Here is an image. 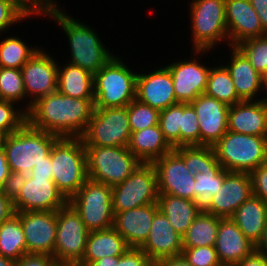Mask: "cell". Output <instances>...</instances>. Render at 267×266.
I'll use <instances>...</instances> for the list:
<instances>
[{"mask_svg": "<svg viewBox=\"0 0 267 266\" xmlns=\"http://www.w3.org/2000/svg\"><path fill=\"white\" fill-rule=\"evenodd\" d=\"M159 210L168 218L176 232L183 236L196 216L201 212L195 202L169 194H159Z\"/></svg>", "mask_w": 267, "mask_h": 266, "instance_id": "cell-30", "label": "cell"}, {"mask_svg": "<svg viewBox=\"0 0 267 266\" xmlns=\"http://www.w3.org/2000/svg\"><path fill=\"white\" fill-rule=\"evenodd\" d=\"M26 174L10 171L2 187V192L13 202L19 195L27 180Z\"/></svg>", "mask_w": 267, "mask_h": 266, "instance_id": "cell-47", "label": "cell"}, {"mask_svg": "<svg viewBox=\"0 0 267 266\" xmlns=\"http://www.w3.org/2000/svg\"><path fill=\"white\" fill-rule=\"evenodd\" d=\"M158 183L152 163H141L122 183L112 187L114 214L147 204H158Z\"/></svg>", "mask_w": 267, "mask_h": 266, "instance_id": "cell-11", "label": "cell"}, {"mask_svg": "<svg viewBox=\"0 0 267 266\" xmlns=\"http://www.w3.org/2000/svg\"><path fill=\"white\" fill-rule=\"evenodd\" d=\"M60 137L33 128L26 122L7 136L4 149L10 171L29 175L34 166L44 161Z\"/></svg>", "mask_w": 267, "mask_h": 266, "instance_id": "cell-4", "label": "cell"}, {"mask_svg": "<svg viewBox=\"0 0 267 266\" xmlns=\"http://www.w3.org/2000/svg\"><path fill=\"white\" fill-rule=\"evenodd\" d=\"M56 266H79L78 264H57Z\"/></svg>", "mask_w": 267, "mask_h": 266, "instance_id": "cell-63", "label": "cell"}, {"mask_svg": "<svg viewBox=\"0 0 267 266\" xmlns=\"http://www.w3.org/2000/svg\"><path fill=\"white\" fill-rule=\"evenodd\" d=\"M212 148L222 168L230 172L250 173L267 162V136L227 131Z\"/></svg>", "mask_w": 267, "mask_h": 266, "instance_id": "cell-5", "label": "cell"}, {"mask_svg": "<svg viewBox=\"0 0 267 266\" xmlns=\"http://www.w3.org/2000/svg\"><path fill=\"white\" fill-rule=\"evenodd\" d=\"M250 3L260 18L263 36L267 35V0H250Z\"/></svg>", "mask_w": 267, "mask_h": 266, "instance_id": "cell-52", "label": "cell"}, {"mask_svg": "<svg viewBox=\"0 0 267 266\" xmlns=\"http://www.w3.org/2000/svg\"><path fill=\"white\" fill-rule=\"evenodd\" d=\"M262 81H263V89L267 90V70L265 71V73L262 75Z\"/></svg>", "mask_w": 267, "mask_h": 266, "instance_id": "cell-62", "label": "cell"}, {"mask_svg": "<svg viewBox=\"0 0 267 266\" xmlns=\"http://www.w3.org/2000/svg\"><path fill=\"white\" fill-rule=\"evenodd\" d=\"M16 261L0 255V266H15Z\"/></svg>", "mask_w": 267, "mask_h": 266, "instance_id": "cell-60", "label": "cell"}, {"mask_svg": "<svg viewBox=\"0 0 267 266\" xmlns=\"http://www.w3.org/2000/svg\"><path fill=\"white\" fill-rule=\"evenodd\" d=\"M153 265L154 266H192L182 254L159 259L155 261Z\"/></svg>", "mask_w": 267, "mask_h": 266, "instance_id": "cell-54", "label": "cell"}, {"mask_svg": "<svg viewBox=\"0 0 267 266\" xmlns=\"http://www.w3.org/2000/svg\"><path fill=\"white\" fill-rule=\"evenodd\" d=\"M130 246L114 227L90 231L86 248L79 266H88L90 263L105 256H122Z\"/></svg>", "mask_w": 267, "mask_h": 266, "instance_id": "cell-26", "label": "cell"}, {"mask_svg": "<svg viewBox=\"0 0 267 266\" xmlns=\"http://www.w3.org/2000/svg\"><path fill=\"white\" fill-rule=\"evenodd\" d=\"M229 171H204V174L197 173L195 178V204L197 208L206 212L212 203L213 196L222 188L225 175Z\"/></svg>", "mask_w": 267, "mask_h": 266, "instance_id": "cell-36", "label": "cell"}, {"mask_svg": "<svg viewBox=\"0 0 267 266\" xmlns=\"http://www.w3.org/2000/svg\"><path fill=\"white\" fill-rule=\"evenodd\" d=\"M236 47L246 56L260 75L265 73L267 70V35L248 38Z\"/></svg>", "mask_w": 267, "mask_h": 266, "instance_id": "cell-39", "label": "cell"}, {"mask_svg": "<svg viewBox=\"0 0 267 266\" xmlns=\"http://www.w3.org/2000/svg\"><path fill=\"white\" fill-rule=\"evenodd\" d=\"M236 266H267V259L261 253L254 250Z\"/></svg>", "mask_w": 267, "mask_h": 266, "instance_id": "cell-53", "label": "cell"}, {"mask_svg": "<svg viewBox=\"0 0 267 266\" xmlns=\"http://www.w3.org/2000/svg\"><path fill=\"white\" fill-rule=\"evenodd\" d=\"M127 110L131 132L141 131L159 124L160 111L141 103L137 99H134L127 106Z\"/></svg>", "mask_w": 267, "mask_h": 266, "instance_id": "cell-40", "label": "cell"}, {"mask_svg": "<svg viewBox=\"0 0 267 266\" xmlns=\"http://www.w3.org/2000/svg\"><path fill=\"white\" fill-rule=\"evenodd\" d=\"M159 194L195 200V178L186 168L183 157L175 150L154 160Z\"/></svg>", "mask_w": 267, "mask_h": 266, "instance_id": "cell-13", "label": "cell"}, {"mask_svg": "<svg viewBox=\"0 0 267 266\" xmlns=\"http://www.w3.org/2000/svg\"><path fill=\"white\" fill-rule=\"evenodd\" d=\"M119 256H105L102 259L90 263L88 266H118Z\"/></svg>", "mask_w": 267, "mask_h": 266, "instance_id": "cell-57", "label": "cell"}, {"mask_svg": "<svg viewBox=\"0 0 267 266\" xmlns=\"http://www.w3.org/2000/svg\"><path fill=\"white\" fill-rule=\"evenodd\" d=\"M38 50L17 37H8L0 42V67L21 69Z\"/></svg>", "mask_w": 267, "mask_h": 266, "instance_id": "cell-37", "label": "cell"}, {"mask_svg": "<svg viewBox=\"0 0 267 266\" xmlns=\"http://www.w3.org/2000/svg\"><path fill=\"white\" fill-rule=\"evenodd\" d=\"M68 203L79 214L89 231L114 226L112 187L87 179Z\"/></svg>", "mask_w": 267, "mask_h": 266, "instance_id": "cell-8", "label": "cell"}, {"mask_svg": "<svg viewBox=\"0 0 267 266\" xmlns=\"http://www.w3.org/2000/svg\"><path fill=\"white\" fill-rule=\"evenodd\" d=\"M153 262L140 248L130 247L122 256H119L118 266H152Z\"/></svg>", "mask_w": 267, "mask_h": 266, "instance_id": "cell-48", "label": "cell"}, {"mask_svg": "<svg viewBox=\"0 0 267 266\" xmlns=\"http://www.w3.org/2000/svg\"><path fill=\"white\" fill-rule=\"evenodd\" d=\"M25 93L32 95L26 112L39 98L57 91L58 64L39 49L21 68Z\"/></svg>", "mask_w": 267, "mask_h": 266, "instance_id": "cell-16", "label": "cell"}, {"mask_svg": "<svg viewBox=\"0 0 267 266\" xmlns=\"http://www.w3.org/2000/svg\"><path fill=\"white\" fill-rule=\"evenodd\" d=\"M231 219L245 237L256 245L267 221V205L259 197L252 195L235 211Z\"/></svg>", "mask_w": 267, "mask_h": 266, "instance_id": "cell-29", "label": "cell"}, {"mask_svg": "<svg viewBox=\"0 0 267 266\" xmlns=\"http://www.w3.org/2000/svg\"><path fill=\"white\" fill-rule=\"evenodd\" d=\"M13 103L0 99V129L8 134L14 133L27 122V112L16 110Z\"/></svg>", "mask_w": 267, "mask_h": 266, "instance_id": "cell-43", "label": "cell"}, {"mask_svg": "<svg viewBox=\"0 0 267 266\" xmlns=\"http://www.w3.org/2000/svg\"><path fill=\"white\" fill-rule=\"evenodd\" d=\"M190 105L199 121L200 146L212 147L228 131L230 106L205 93L199 95Z\"/></svg>", "mask_w": 267, "mask_h": 266, "instance_id": "cell-17", "label": "cell"}, {"mask_svg": "<svg viewBox=\"0 0 267 266\" xmlns=\"http://www.w3.org/2000/svg\"><path fill=\"white\" fill-rule=\"evenodd\" d=\"M16 1L29 15L40 14L41 12L29 0H14Z\"/></svg>", "mask_w": 267, "mask_h": 266, "instance_id": "cell-59", "label": "cell"}, {"mask_svg": "<svg viewBox=\"0 0 267 266\" xmlns=\"http://www.w3.org/2000/svg\"><path fill=\"white\" fill-rule=\"evenodd\" d=\"M253 195L249 173L228 172L220 191L213 196L206 211L220 218H231L235 211Z\"/></svg>", "mask_w": 267, "mask_h": 266, "instance_id": "cell-18", "label": "cell"}, {"mask_svg": "<svg viewBox=\"0 0 267 266\" xmlns=\"http://www.w3.org/2000/svg\"><path fill=\"white\" fill-rule=\"evenodd\" d=\"M182 157L190 175L204 171H221L223 168L210 146H181L174 148Z\"/></svg>", "mask_w": 267, "mask_h": 266, "instance_id": "cell-34", "label": "cell"}, {"mask_svg": "<svg viewBox=\"0 0 267 266\" xmlns=\"http://www.w3.org/2000/svg\"><path fill=\"white\" fill-rule=\"evenodd\" d=\"M158 204H147L131 210L118 212L114 217V228L130 247L140 248L148 238Z\"/></svg>", "mask_w": 267, "mask_h": 266, "instance_id": "cell-24", "label": "cell"}, {"mask_svg": "<svg viewBox=\"0 0 267 266\" xmlns=\"http://www.w3.org/2000/svg\"><path fill=\"white\" fill-rule=\"evenodd\" d=\"M137 74L114 56L94 74V108L128 106L136 99Z\"/></svg>", "mask_w": 267, "mask_h": 266, "instance_id": "cell-6", "label": "cell"}, {"mask_svg": "<svg viewBox=\"0 0 267 266\" xmlns=\"http://www.w3.org/2000/svg\"><path fill=\"white\" fill-rule=\"evenodd\" d=\"M93 79L92 73L79 66H58L57 91L74 98L94 99Z\"/></svg>", "mask_w": 267, "mask_h": 266, "instance_id": "cell-31", "label": "cell"}, {"mask_svg": "<svg viewBox=\"0 0 267 266\" xmlns=\"http://www.w3.org/2000/svg\"><path fill=\"white\" fill-rule=\"evenodd\" d=\"M159 126L167 142L173 147H180L181 103L160 111Z\"/></svg>", "mask_w": 267, "mask_h": 266, "instance_id": "cell-41", "label": "cell"}, {"mask_svg": "<svg viewBox=\"0 0 267 266\" xmlns=\"http://www.w3.org/2000/svg\"><path fill=\"white\" fill-rule=\"evenodd\" d=\"M228 131L267 136V98L240 101L229 107Z\"/></svg>", "mask_w": 267, "mask_h": 266, "instance_id": "cell-22", "label": "cell"}, {"mask_svg": "<svg viewBox=\"0 0 267 266\" xmlns=\"http://www.w3.org/2000/svg\"><path fill=\"white\" fill-rule=\"evenodd\" d=\"M30 15L14 0H0V32Z\"/></svg>", "mask_w": 267, "mask_h": 266, "instance_id": "cell-45", "label": "cell"}, {"mask_svg": "<svg viewBox=\"0 0 267 266\" xmlns=\"http://www.w3.org/2000/svg\"><path fill=\"white\" fill-rule=\"evenodd\" d=\"M14 213L13 202L0 190V226Z\"/></svg>", "mask_w": 267, "mask_h": 266, "instance_id": "cell-51", "label": "cell"}, {"mask_svg": "<svg viewBox=\"0 0 267 266\" xmlns=\"http://www.w3.org/2000/svg\"><path fill=\"white\" fill-rule=\"evenodd\" d=\"M88 178L108 186L122 183L142 163L126 147L85 146Z\"/></svg>", "mask_w": 267, "mask_h": 266, "instance_id": "cell-7", "label": "cell"}, {"mask_svg": "<svg viewBox=\"0 0 267 266\" xmlns=\"http://www.w3.org/2000/svg\"><path fill=\"white\" fill-rule=\"evenodd\" d=\"M136 99L159 111L177 104L172 75L167 67L148 74H137Z\"/></svg>", "mask_w": 267, "mask_h": 266, "instance_id": "cell-20", "label": "cell"}, {"mask_svg": "<svg viewBox=\"0 0 267 266\" xmlns=\"http://www.w3.org/2000/svg\"><path fill=\"white\" fill-rule=\"evenodd\" d=\"M53 181L69 200L88 179L87 156L81 138H59L51 149Z\"/></svg>", "mask_w": 267, "mask_h": 266, "instance_id": "cell-3", "label": "cell"}, {"mask_svg": "<svg viewBox=\"0 0 267 266\" xmlns=\"http://www.w3.org/2000/svg\"><path fill=\"white\" fill-rule=\"evenodd\" d=\"M42 13L55 19L67 34L72 57L70 64L79 66L94 75L114 57L89 26L63 13L57 6Z\"/></svg>", "mask_w": 267, "mask_h": 266, "instance_id": "cell-2", "label": "cell"}, {"mask_svg": "<svg viewBox=\"0 0 267 266\" xmlns=\"http://www.w3.org/2000/svg\"><path fill=\"white\" fill-rule=\"evenodd\" d=\"M128 149L142 163H152L174 148L165 139L158 125L131 133Z\"/></svg>", "mask_w": 267, "mask_h": 266, "instance_id": "cell-28", "label": "cell"}, {"mask_svg": "<svg viewBox=\"0 0 267 266\" xmlns=\"http://www.w3.org/2000/svg\"><path fill=\"white\" fill-rule=\"evenodd\" d=\"M205 94L228 106L242 101L235 91L233 80L225 66L210 68Z\"/></svg>", "mask_w": 267, "mask_h": 266, "instance_id": "cell-35", "label": "cell"}, {"mask_svg": "<svg viewBox=\"0 0 267 266\" xmlns=\"http://www.w3.org/2000/svg\"><path fill=\"white\" fill-rule=\"evenodd\" d=\"M94 111V99H80L55 91L39 98L27 112V122L60 138H81Z\"/></svg>", "mask_w": 267, "mask_h": 266, "instance_id": "cell-1", "label": "cell"}, {"mask_svg": "<svg viewBox=\"0 0 267 266\" xmlns=\"http://www.w3.org/2000/svg\"><path fill=\"white\" fill-rule=\"evenodd\" d=\"M42 14L43 11L56 6L53 0H29Z\"/></svg>", "mask_w": 267, "mask_h": 266, "instance_id": "cell-58", "label": "cell"}, {"mask_svg": "<svg viewBox=\"0 0 267 266\" xmlns=\"http://www.w3.org/2000/svg\"><path fill=\"white\" fill-rule=\"evenodd\" d=\"M220 217L200 212L182 236L183 248L215 246Z\"/></svg>", "mask_w": 267, "mask_h": 266, "instance_id": "cell-32", "label": "cell"}, {"mask_svg": "<svg viewBox=\"0 0 267 266\" xmlns=\"http://www.w3.org/2000/svg\"><path fill=\"white\" fill-rule=\"evenodd\" d=\"M10 173L9 165L7 162L6 152L4 148H0V190L2 189L5 180Z\"/></svg>", "mask_w": 267, "mask_h": 266, "instance_id": "cell-55", "label": "cell"}, {"mask_svg": "<svg viewBox=\"0 0 267 266\" xmlns=\"http://www.w3.org/2000/svg\"><path fill=\"white\" fill-rule=\"evenodd\" d=\"M200 146V128L196 112L190 104L181 103L180 147Z\"/></svg>", "mask_w": 267, "mask_h": 266, "instance_id": "cell-42", "label": "cell"}, {"mask_svg": "<svg viewBox=\"0 0 267 266\" xmlns=\"http://www.w3.org/2000/svg\"><path fill=\"white\" fill-rule=\"evenodd\" d=\"M182 255L192 266H222L215 246L183 248Z\"/></svg>", "mask_w": 267, "mask_h": 266, "instance_id": "cell-44", "label": "cell"}, {"mask_svg": "<svg viewBox=\"0 0 267 266\" xmlns=\"http://www.w3.org/2000/svg\"><path fill=\"white\" fill-rule=\"evenodd\" d=\"M150 260L155 261L182 254V236L171 226L168 218L158 210L155 213L147 240L140 247Z\"/></svg>", "mask_w": 267, "mask_h": 266, "instance_id": "cell-23", "label": "cell"}, {"mask_svg": "<svg viewBox=\"0 0 267 266\" xmlns=\"http://www.w3.org/2000/svg\"><path fill=\"white\" fill-rule=\"evenodd\" d=\"M8 135L9 134L6 131L0 129V148H4Z\"/></svg>", "mask_w": 267, "mask_h": 266, "instance_id": "cell-61", "label": "cell"}, {"mask_svg": "<svg viewBox=\"0 0 267 266\" xmlns=\"http://www.w3.org/2000/svg\"><path fill=\"white\" fill-rule=\"evenodd\" d=\"M25 97L21 69L0 67V99L16 103Z\"/></svg>", "mask_w": 267, "mask_h": 266, "instance_id": "cell-38", "label": "cell"}, {"mask_svg": "<svg viewBox=\"0 0 267 266\" xmlns=\"http://www.w3.org/2000/svg\"><path fill=\"white\" fill-rule=\"evenodd\" d=\"M57 230L53 258L57 264H79L84 256L89 230L68 203L56 211Z\"/></svg>", "mask_w": 267, "mask_h": 266, "instance_id": "cell-12", "label": "cell"}, {"mask_svg": "<svg viewBox=\"0 0 267 266\" xmlns=\"http://www.w3.org/2000/svg\"><path fill=\"white\" fill-rule=\"evenodd\" d=\"M166 67L172 75L178 103L190 104L205 93L210 68L203 66L196 58L174 62Z\"/></svg>", "mask_w": 267, "mask_h": 266, "instance_id": "cell-19", "label": "cell"}, {"mask_svg": "<svg viewBox=\"0 0 267 266\" xmlns=\"http://www.w3.org/2000/svg\"><path fill=\"white\" fill-rule=\"evenodd\" d=\"M255 250L267 259V221L259 242L255 245Z\"/></svg>", "mask_w": 267, "mask_h": 266, "instance_id": "cell-56", "label": "cell"}, {"mask_svg": "<svg viewBox=\"0 0 267 266\" xmlns=\"http://www.w3.org/2000/svg\"><path fill=\"white\" fill-rule=\"evenodd\" d=\"M21 220L27 254L53 257L57 230L56 211L15 212Z\"/></svg>", "mask_w": 267, "mask_h": 266, "instance_id": "cell-14", "label": "cell"}, {"mask_svg": "<svg viewBox=\"0 0 267 266\" xmlns=\"http://www.w3.org/2000/svg\"><path fill=\"white\" fill-rule=\"evenodd\" d=\"M52 165L53 164L51 162V152H50V154L44 158V161L40 162L38 165L33 167L29 176L53 178Z\"/></svg>", "mask_w": 267, "mask_h": 266, "instance_id": "cell-50", "label": "cell"}, {"mask_svg": "<svg viewBox=\"0 0 267 266\" xmlns=\"http://www.w3.org/2000/svg\"><path fill=\"white\" fill-rule=\"evenodd\" d=\"M54 258L45 254H25L15 266H56Z\"/></svg>", "mask_w": 267, "mask_h": 266, "instance_id": "cell-49", "label": "cell"}, {"mask_svg": "<svg viewBox=\"0 0 267 266\" xmlns=\"http://www.w3.org/2000/svg\"><path fill=\"white\" fill-rule=\"evenodd\" d=\"M232 49L231 64L225 67L233 80L235 91L242 101L254 100L258 90L263 88L262 75L236 46Z\"/></svg>", "mask_w": 267, "mask_h": 266, "instance_id": "cell-27", "label": "cell"}, {"mask_svg": "<svg viewBox=\"0 0 267 266\" xmlns=\"http://www.w3.org/2000/svg\"><path fill=\"white\" fill-rule=\"evenodd\" d=\"M190 6L195 54L228 40L225 0H194Z\"/></svg>", "mask_w": 267, "mask_h": 266, "instance_id": "cell-10", "label": "cell"}, {"mask_svg": "<svg viewBox=\"0 0 267 266\" xmlns=\"http://www.w3.org/2000/svg\"><path fill=\"white\" fill-rule=\"evenodd\" d=\"M225 16L231 47L248 38L263 36L260 18L250 0H225Z\"/></svg>", "mask_w": 267, "mask_h": 266, "instance_id": "cell-21", "label": "cell"}, {"mask_svg": "<svg viewBox=\"0 0 267 266\" xmlns=\"http://www.w3.org/2000/svg\"><path fill=\"white\" fill-rule=\"evenodd\" d=\"M249 176L253 195L259 197L267 205V162L254 168Z\"/></svg>", "mask_w": 267, "mask_h": 266, "instance_id": "cell-46", "label": "cell"}, {"mask_svg": "<svg viewBox=\"0 0 267 266\" xmlns=\"http://www.w3.org/2000/svg\"><path fill=\"white\" fill-rule=\"evenodd\" d=\"M26 251L20 217L14 213L0 226V255L18 261Z\"/></svg>", "mask_w": 267, "mask_h": 266, "instance_id": "cell-33", "label": "cell"}, {"mask_svg": "<svg viewBox=\"0 0 267 266\" xmlns=\"http://www.w3.org/2000/svg\"><path fill=\"white\" fill-rule=\"evenodd\" d=\"M131 133L127 106L94 108L81 139L85 146L126 147Z\"/></svg>", "mask_w": 267, "mask_h": 266, "instance_id": "cell-9", "label": "cell"}, {"mask_svg": "<svg viewBox=\"0 0 267 266\" xmlns=\"http://www.w3.org/2000/svg\"><path fill=\"white\" fill-rule=\"evenodd\" d=\"M215 250L222 266H236L255 250V245L231 218H220Z\"/></svg>", "mask_w": 267, "mask_h": 266, "instance_id": "cell-25", "label": "cell"}, {"mask_svg": "<svg viewBox=\"0 0 267 266\" xmlns=\"http://www.w3.org/2000/svg\"><path fill=\"white\" fill-rule=\"evenodd\" d=\"M68 204L53 178L27 176L26 183L13 201L15 212L57 211Z\"/></svg>", "mask_w": 267, "mask_h": 266, "instance_id": "cell-15", "label": "cell"}]
</instances>
